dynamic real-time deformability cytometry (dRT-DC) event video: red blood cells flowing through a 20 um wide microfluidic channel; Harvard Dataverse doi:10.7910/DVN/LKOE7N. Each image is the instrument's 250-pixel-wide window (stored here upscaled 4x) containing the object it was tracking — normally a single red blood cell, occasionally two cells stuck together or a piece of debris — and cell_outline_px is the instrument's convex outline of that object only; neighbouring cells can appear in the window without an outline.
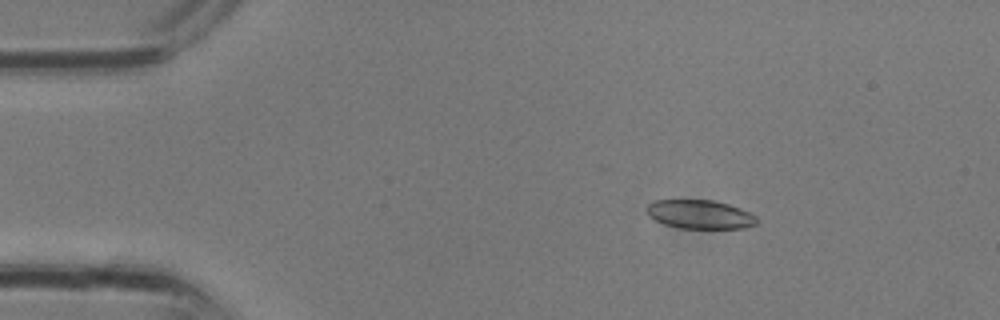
{"species": "common noctule bat (a hibernating species)", "species_latin": "Nyctalus noctula", "temperature_condition": "room temperature", "stored_images_in_passage": 27, "camera_frame_rate_fps": 3000, "um_per_image_px": 0.085, "animal": {"sex": "male", "body_mass_g": 13.3}, "frame": {"image": 1, "passage_image": 1, "time_ms": 0.0, "image_size_px": [1000, 320], "cell_outline_px": [[756, 224], [744, 228], [680, 228], [664, 224], [648, 216], [644, 212], [644, 208], [652, 200], [712, 200], [728, 204], [740, 208], [756, 216]], "centroid_in_image_um": [59.42, 18.21], "position_along_channel_um": 25.6, "area_um2": 18.55}}
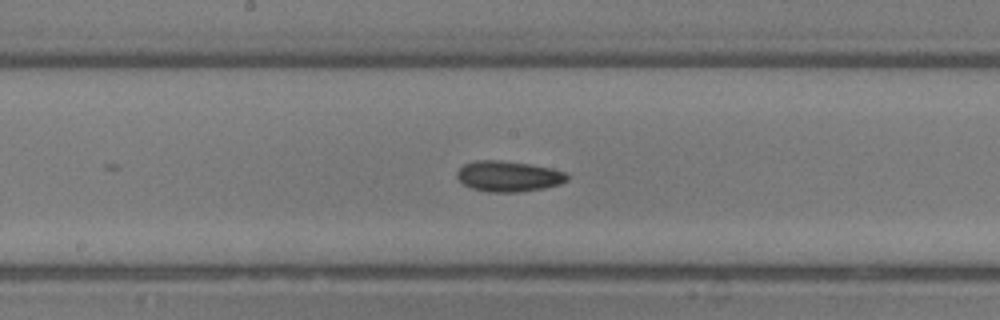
{"frame": {"image": 2, "passage_image": 12, "time_ms": 3.667, "image_size_px": [1000, 320], "cell_outline_px": [[568, 180], [560, 184], [544, 188], [516, 192], [488, 192], [472, 188], [464, 184], [456, 176], [456, 172], [464, 164], [476, 160], [500, 160], [532, 164], [552, 168], [564, 172], [568, 176]], "centroid_in_image_um": [43.22, 14.97], "position_along_channel_um": 205.0, "area_um2": 19.71}}
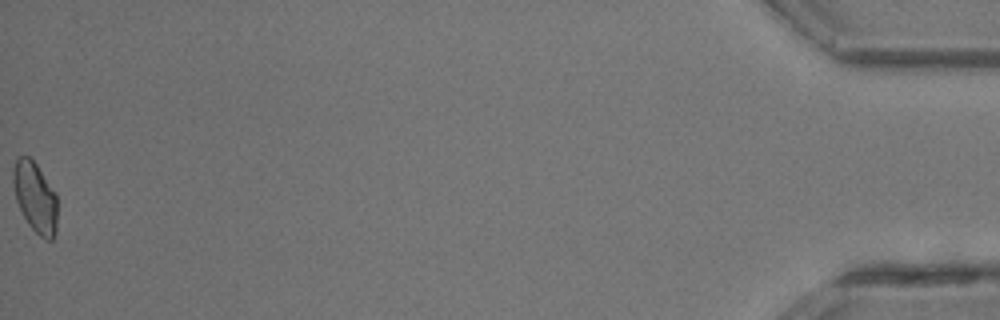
{"frame": {"image": 3, "passage_image": 27, "time_ms": 8.667, "image_size_px": [1000, 320], "cell_outline_px": [[56, 232], [52, 240], [48, 240], [40, 236], [28, 224], [16, 200], [12, 180], [12, 168], [16, 160], [20, 156], [28, 156], [36, 164], [56, 192]], "centroid_in_image_um": [2.98, 16.75], "position_along_channel_um": 432.2, "area_um2": 18.03}}